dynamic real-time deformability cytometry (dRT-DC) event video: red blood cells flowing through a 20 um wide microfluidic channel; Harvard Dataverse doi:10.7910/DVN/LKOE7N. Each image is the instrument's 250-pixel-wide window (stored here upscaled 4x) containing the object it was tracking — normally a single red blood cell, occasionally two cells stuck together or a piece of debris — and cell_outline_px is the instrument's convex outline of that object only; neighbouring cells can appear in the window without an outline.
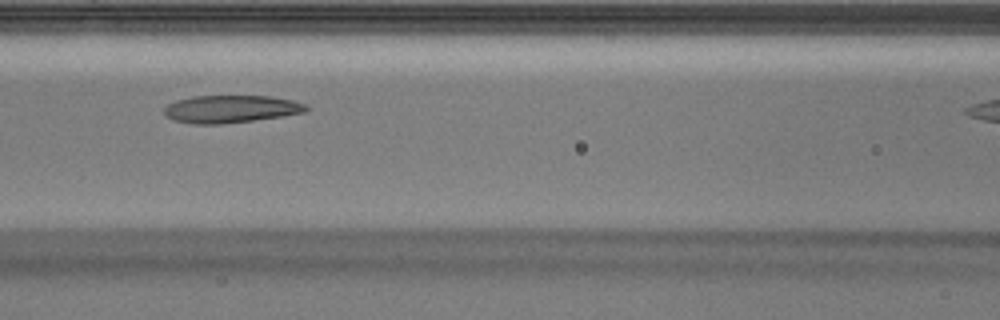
{"species": "Egyptian fruit bat (a non-hibernating species)", "species_latin": "Rousettus aegyptiacus", "temperature_condition": "warm", "stored_images_in_passage": 23, "camera_frame_rate_fps": 3000, "um_per_image_px": 0.085, "animal": {"sex": "male"}, "frame": {"image": 1, "passage_image": 7, "time_ms": 2.0, "image_size_px": [1000, 320], "cell_outline_px": [[308, 108], [304, 112], [280, 116], [252, 120], [220, 124], [192, 124], [172, 120], [164, 112], [164, 108], [168, 104], [176, 100], [192, 96], [268, 96], [292, 100], [304, 104]], "centroid_in_image_um": [19.56, 9.26], "position_along_channel_um": 147.0, "area_um2": 22.54}}
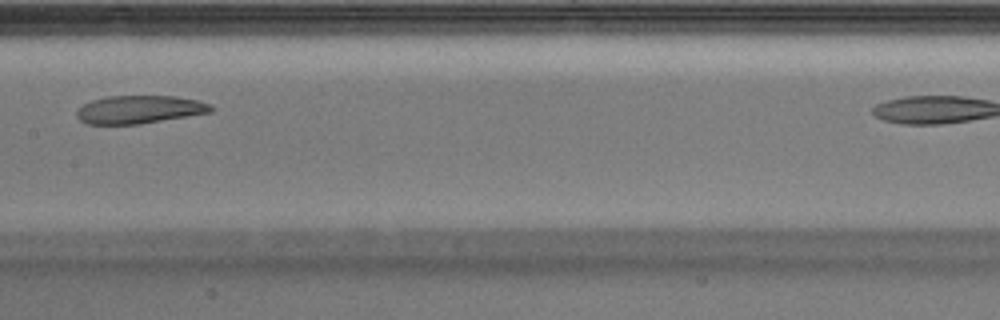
{"frame": {"image": 2, "passage_image": 10, "time_ms": 3.0, "image_size_px": [1000, 320], "cell_outline_px": [[212, 112], [140, 124], [84, 124], [76, 116], [76, 112], [84, 104], [92, 100], [108, 96], [176, 96], [200, 100], [212, 104]], "centroid_in_image_um": [11.87, 9.3], "position_along_channel_um": 195.5, "area_um2": 22.02}}